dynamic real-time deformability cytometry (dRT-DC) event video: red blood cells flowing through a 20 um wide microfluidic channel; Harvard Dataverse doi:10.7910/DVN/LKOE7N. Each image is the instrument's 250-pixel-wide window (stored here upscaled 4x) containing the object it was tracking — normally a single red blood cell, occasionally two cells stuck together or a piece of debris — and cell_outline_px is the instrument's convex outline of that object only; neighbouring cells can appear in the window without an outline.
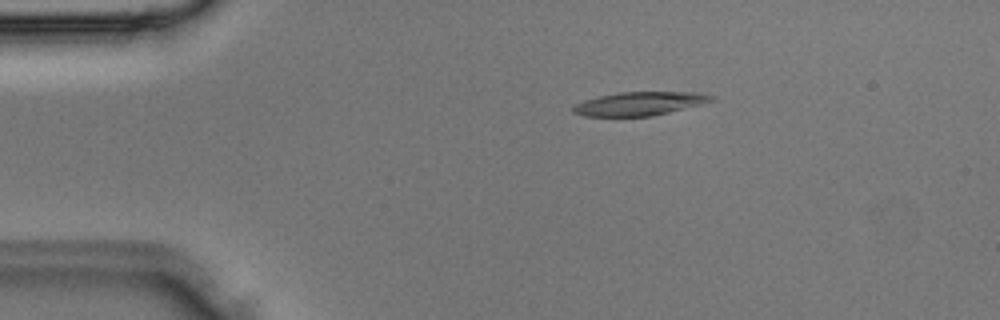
{"species": "Egyptian fruit bat (a non-hibernating species)", "species_latin": "Rousettus aegyptiacus", "temperature_condition": "room temperature", "stored_images_in_passage": 4, "camera_frame_rate_fps": 3000, "um_per_image_px": 0.085, "animal": {"sex": "male"}, "frame": {"image": 1, "passage_image": 4, "time_ms": 1.0, "image_size_px": [1000, 320], "cell_outline_px": [[716, 100], [652, 116], [584, 116], [572, 112], [572, 108], [576, 104], [584, 100], [600, 96], [620, 92], [704, 92], [716, 96]], "centroid_in_image_um": [54.41, 8.8], "position_along_channel_um": 30.6, "area_um2": 18.96}}